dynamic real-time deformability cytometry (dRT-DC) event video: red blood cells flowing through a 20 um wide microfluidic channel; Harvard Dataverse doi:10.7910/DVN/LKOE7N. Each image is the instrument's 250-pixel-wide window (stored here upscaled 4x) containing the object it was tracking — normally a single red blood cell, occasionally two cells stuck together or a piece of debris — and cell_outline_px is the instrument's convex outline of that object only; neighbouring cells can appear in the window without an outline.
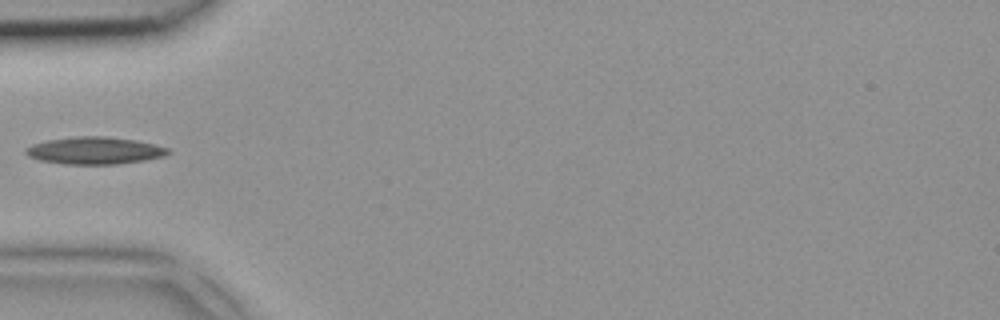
{"species": "common noctule bat (a hibernating species)", "species_latin": "Nyctalus noctula", "temperature_condition": "room temperature", "stored_images_in_passage": 3, "camera_frame_rate_fps": 3000, "um_per_image_px": 0.085, "animal": {"sex": "female", "body_mass_g": 18.4}, "frame": {"image": 1, "passage_image": 3, "time_ms": 0.667, "image_size_px": [1000, 320], "cell_outline_px": [[172, 152], [164, 156], [144, 160], [116, 164], [64, 164], [40, 160], [28, 156], [24, 152], [24, 148], [32, 144], [48, 140], [76, 136], [104, 136], [136, 140], [156, 144], [168, 148]], "centroid_in_image_um": [8.05, 12.79], "position_along_channel_um": 77.0, "area_um2": 22.66}}